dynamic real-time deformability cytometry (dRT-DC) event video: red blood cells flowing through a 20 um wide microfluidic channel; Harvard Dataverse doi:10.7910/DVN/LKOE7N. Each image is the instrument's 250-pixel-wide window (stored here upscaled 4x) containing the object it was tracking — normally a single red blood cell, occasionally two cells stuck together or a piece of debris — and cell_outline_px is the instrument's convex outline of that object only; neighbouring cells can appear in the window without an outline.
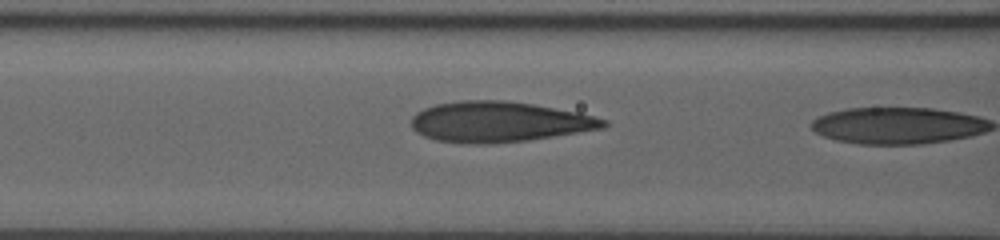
{"species": "human", "species_latin": "Homo sapiens", "temperature_condition": "room temperature", "stored_images_in_passage": 24, "camera_frame_rate_fps": 3000, "um_per_image_px": 0.085, "donor": {"sex": "male"}, "frame": {"image": 1, "passage_image": 23, "time_ms": 7.333, "image_size_px": [1000, 240], "cell_outline_px": [[608, 124], [604, 128], [528, 140], [492, 144], [464, 144], [436, 140], [424, 136], [416, 132], [412, 128], [412, 116], [416, 112], [424, 108], [436, 104], [460, 100], [504, 100], [532, 104], [580, 112], [608, 120]], "centroid_in_image_um": [42.41, 10.36], "position_along_channel_um": 124.2, "area_um2": 45.6}}